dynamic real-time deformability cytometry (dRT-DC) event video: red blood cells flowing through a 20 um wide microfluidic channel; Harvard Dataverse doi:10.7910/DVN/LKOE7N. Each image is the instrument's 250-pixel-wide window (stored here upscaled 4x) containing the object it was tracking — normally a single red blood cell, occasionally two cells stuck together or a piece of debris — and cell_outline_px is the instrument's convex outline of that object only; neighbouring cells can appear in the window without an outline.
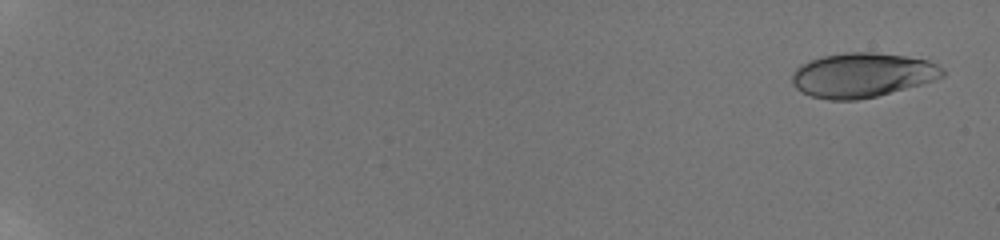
{"species": "human", "species_latin": "Homo sapiens", "temperature_condition": "room temperature", "stored_images_in_passage": 58, "camera_frame_rate_fps": 3000, "um_per_image_px": 0.085, "donor": {"sex": "male"}, "frame": {"image": 1, "passage_image": 3, "time_ms": 0.667, "image_size_px": [1000, 240], "cell_outline_px": [[944, 76], [936, 80], [876, 96], [856, 100], [828, 100], [812, 96], [800, 92], [792, 84], [792, 72], [800, 64], [808, 60], [824, 56], [844, 52], [876, 52], [904, 56], [928, 60], [944, 68]], "centroid_in_image_um": [73.27, 6.38], "position_along_channel_um": 11.7, "area_um2": 39.19}}
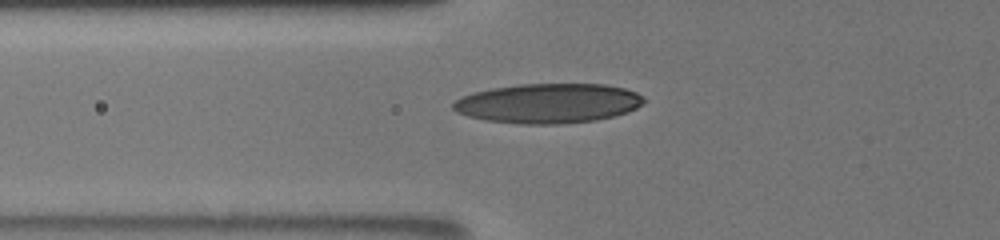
{"frame": {"image": 2, "passage_image": 26, "time_ms": 8.333, "image_size_px": [1000, 240], "cell_outline_px": [[644, 100], [636, 108], [628, 112], [596, 120], [560, 124], [520, 124], [488, 120], [468, 116], [456, 112], [452, 108], [452, 104], [456, 100], [464, 96], [476, 92], [492, 88], [516, 84], [608, 84], [624, 88], [636, 92]], "centroid_in_image_um": [46.59, 8.78], "position_along_channel_um": 79.2, "area_um2": 43.87}}
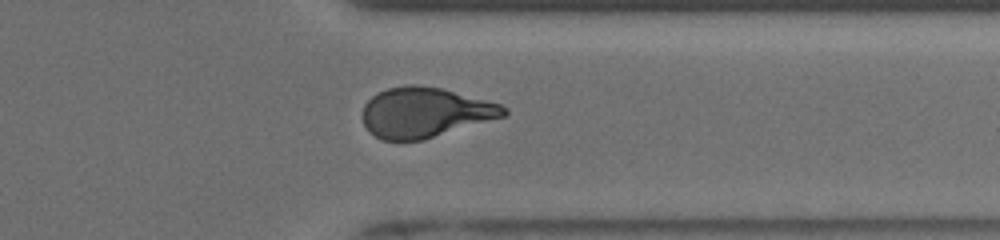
{"frame": {"image": 3, "passage_image": 49, "time_ms": 16.0, "image_size_px": [1000, 240], "cell_outline_px": [[508, 112], [504, 116], [420, 140], [384, 140], [368, 132], [364, 124], [364, 104], [372, 96], [388, 88], [408, 84], [416, 84], [440, 88], [500, 104], [508, 108]], "centroid_in_image_um": [36.1, 9.55], "position_along_channel_um": 375.3, "area_um2": 40.46}, "authors_computed_cell_mechanics": {"area_um2": 41.0958, "velocity_mm_per_s": 3.8868, "shape_relaxation_time_tau1_ms": 6.4147, "shape_relaxation_time_tau2_ms": 1.2935, "deformation_change_tau1": 0.2369, "deformation_change_tau2": 0.0885}}